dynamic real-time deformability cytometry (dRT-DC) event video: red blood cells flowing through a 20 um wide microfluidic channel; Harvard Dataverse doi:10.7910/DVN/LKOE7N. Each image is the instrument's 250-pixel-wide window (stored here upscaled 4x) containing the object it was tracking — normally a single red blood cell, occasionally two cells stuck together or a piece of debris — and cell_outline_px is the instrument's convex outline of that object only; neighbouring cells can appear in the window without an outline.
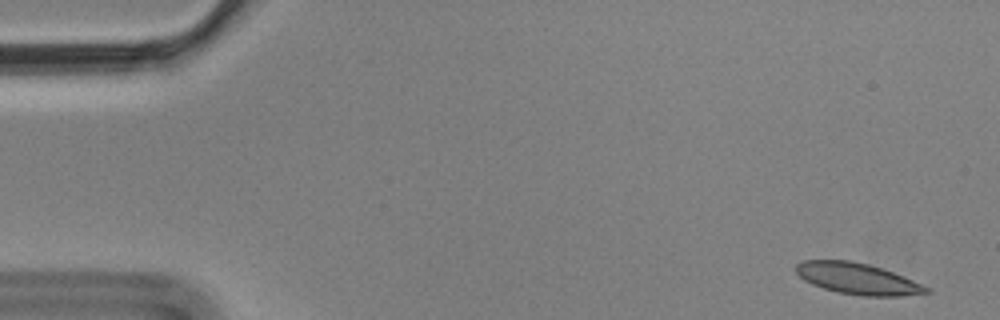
{"species": "Egyptian fruit bat (a non-hibernating species)", "species_latin": "Rousettus aegyptiacus", "temperature_condition": "cold", "stored_images_in_passage": 5, "camera_frame_rate_fps": 3000, "um_per_image_px": 0.085, "animal": {"sex": "male"}, "frame": {"image": 1, "passage_image": 1, "time_ms": 0.0, "image_size_px": [1000, 320], "cell_outline_px": [[932, 292], [900, 296], [864, 296], [836, 292], [812, 284], [804, 280], [796, 272], [796, 264], [804, 260], [848, 260], [868, 264], [892, 272], [912, 280], [928, 288]], "centroid_in_image_um": [72.85, 23.69], "position_along_channel_um": 12.1, "area_um2": 23.41}}